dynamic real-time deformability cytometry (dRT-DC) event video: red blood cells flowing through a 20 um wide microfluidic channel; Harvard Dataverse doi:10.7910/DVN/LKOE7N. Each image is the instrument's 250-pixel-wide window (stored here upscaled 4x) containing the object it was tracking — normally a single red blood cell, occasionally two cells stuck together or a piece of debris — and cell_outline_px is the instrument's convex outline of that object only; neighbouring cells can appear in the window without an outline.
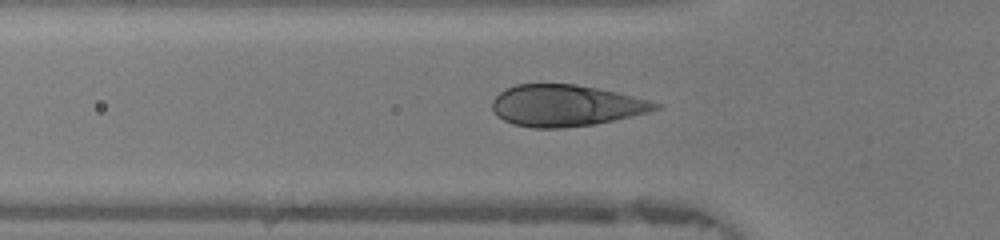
{"species": "human", "species_latin": "Homo sapiens", "temperature_condition": "warm", "stored_images_in_passage": 45, "camera_frame_rate_fps": 3000, "um_per_image_px": 0.085, "donor": {"sex": "female"}, "frame": {"image": 1, "passage_image": 14, "time_ms": 4.333, "image_size_px": [1000, 240], "cell_outline_px": [[660, 108], [648, 112], [632, 116], [596, 124], [564, 128], [532, 128], [512, 124], [496, 116], [492, 112], [492, 100], [500, 92], [516, 84], [576, 84], [616, 92], [648, 100], [660, 104]], "centroid_in_image_um": [48.05, 8.98], "position_along_channel_um": 77.8, "area_um2": 39.42}}
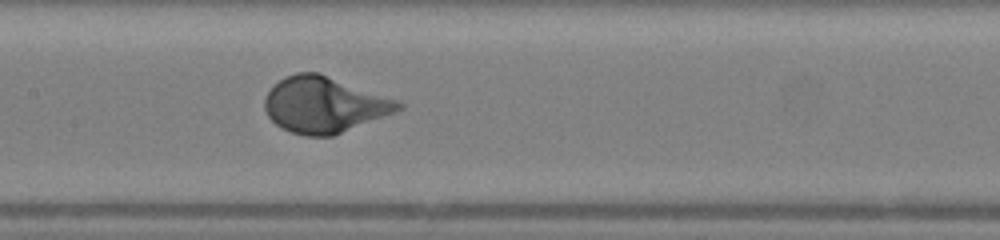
{"frame": {"image": 2, "passage_image": 21, "time_ms": 6.667, "image_size_px": [1000, 240], "cell_outline_px": [[404, 108], [396, 112], [332, 136], [304, 136], [280, 128], [268, 116], [264, 108], [264, 96], [284, 76], [296, 72], [320, 72], [396, 100], [404, 104]], "centroid_in_image_um": [27.54, 8.9], "position_along_channel_um": 179.9, "area_um2": 43.47}}
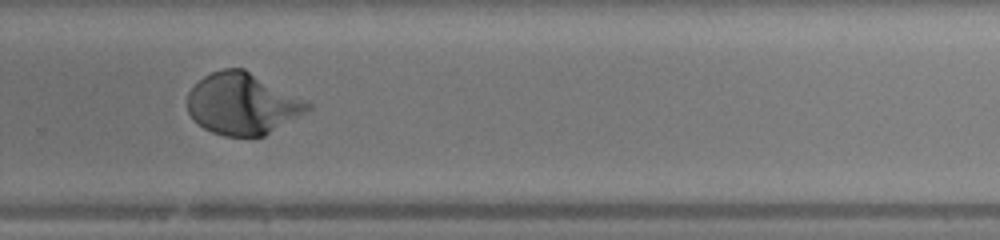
{"frame": {"image": 3, "passage_image": 30, "time_ms": 9.667, "image_size_px": [1000, 240], "cell_outline_px": [[312, 108], [264, 136], [224, 136], [212, 132], [204, 128], [192, 120], [188, 112], [188, 92], [204, 76], [212, 72], [224, 68], [244, 68], [312, 104]], "centroid_in_image_um": [20.58, 8.83], "position_along_channel_um": 309.2, "area_um2": 42.71}, "authors_computed_cell_mechanics": {"area_um2": 42.9454, "velocity_mm_per_s": 4.3287, "shape_relaxation_time_tau1_ms": 2.0671, "shape_relaxation_time_tau2_ms": null, "deformation_change_tau1": 0.1776, "deformation_change_tau2": null}}